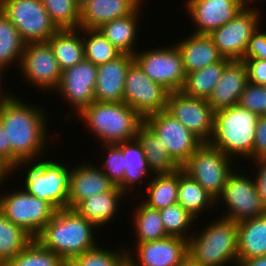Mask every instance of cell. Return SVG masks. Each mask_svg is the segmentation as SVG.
I'll return each instance as SVG.
<instances>
[{
    "instance_id": "cell-1",
    "label": "cell",
    "mask_w": 266,
    "mask_h": 266,
    "mask_svg": "<svg viewBox=\"0 0 266 266\" xmlns=\"http://www.w3.org/2000/svg\"><path fill=\"white\" fill-rule=\"evenodd\" d=\"M32 105L12 94L0 108V120L11 144V169L20 160L48 154L47 112Z\"/></svg>"
},
{
    "instance_id": "cell-2",
    "label": "cell",
    "mask_w": 266,
    "mask_h": 266,
    "mask_svg": "<svg viewBox=\"0 0 266 266\" xmlns=\"http://www.w3.org/2000/svg\"><path fill=\"white\" fill-rule=\"evenodd\" d=\"M96 229L75 209H58L35 239L66 262L98 245Z\"/></svg>"
},
{
    "instance_id": "cell-3",
    "label": "cell",
    "mask_w": 266,
    "mask_h": 266,
    "mask_svg": "<svg viewBox=\"0 0 266 266\" xmlns=\"http://www.w3.org/2000/svg\"><path fill=\"white\" fill-rule=\"evenodd\" d=\"M102 144L117 145L136 139L142 118L124 102H92L77 114Z\"/></svg>"
},
{
    "instance_id": "cell-4",
    "label": "cell",
    "mask_w": 266,
    "mask_h": 266,
    "mask_svg": "<svg viewBox=\"0 0 266 266\" xmlns=\"http://www.w3.org/2000/svg\"><path fill=\"white\" fill-rule=\"evenodd\" d=\"M258 115L239 105L215 111L213 134L208 142L234 161H253Z\"/></svg>"
},
{
    "instance_id": "cell-5",
    "label": "cell",
    "mask_w": 266,
    "mask_h": 266,
    "mask_svg": "<svg viewBox=\"0 0 266 266\" xmlns=\"http://www.w3.org/2000/svg\"><path fill=\"white\" fill-rule=\"evenodd\" d=\"M43 158L44 161L42 157L18 161L11 169V175L16 169H24L22 185L28 194L50 202L57 209L68 208L72 168L62 164L61 160L58 162L56 157L52 158L53 160Z\"/></svg>"
},
{
    "instance_id": "cell-6",
    "label": "cell",
    "mask_w": 266,
    "mask_h": 266,
    "mask_svg": "<svg viewBox=\"0 0 266 266\" xmlns=\"http://www.w3.org/2000/svg\"><path fill=\"white\" fill-rule=\"evenodd\" d=\"M202 229L188 239V256L203 266H237V222L221 217Z\"/></svg>"
},
{
    "instance_id": "cell-7",
    "label": "cell",
    "mask_w": 266,
    "mask_h": 266,
    "mask_svg": "<svg viewBox=\"0 0 266 266\" xmlns=\"http://www.w3.org/2000/svg\"><path fill=\"white\" fill-rule=\"evenodd\" d=\"M233 163L221 150L203 143L181 168L216 200L236 167Z\"/></svg>"
},
{
    "instance_id": "cell-8",
    "label": "cell",
    "mask_w": 266,
    "mask_h": 266,
    "mask_svg": "<svg viewBox=\"0 0 266 266\" xmlns=\"http://www.w3.org/2000/svg\"><path fill=\"white\" fill-rule=\"evenodd\" d=\"M2 194V195H1ZM0 194V211L34 239L58 210L48 201L28 194L23 188Z\"/></svg>"
},
{
    "instance_id": "cell-9",
    "label": "cell",
    "mask_w": 266,
    "mask_h": 266,
    "mask_svg": "<svg viewBox=\"0 0 266 266\" xmlns=\"http://www.w3.org/2000/svg\"><path fill=\"white\" fill-rule=\"evenodd\" d=\"M237 170V171H236ZM237 167L229 175L223 192L216 199V205H225V214L222 218L239 222L248 218H254L266 214V206L263 204L254 181V176ZM239 171V172H238ZM242 172V174H241ZM227 210V211H226Z\"/></svg>"
},
{
    "instance_id": "cell-10",
    "label": "cell",
    "mask_w": 266,
    "mask_h": 266,
    "mask_svg": "<svg viewBox=\"0 0 266 266\" xmlns=\"http://www.w3.org/2000/svg\"><path fill=\"white\" fill-rule=\"evenodd\" d=\"M0 9L25 43L48 41L59 30L41 0H0Z\"/></svg>"
},
{
    "instance_id": "cell-11",
    "label": "cell",
    "mask_w": 266,
    "mask_h": 266,
    "mask_svg": "<svg viewBox=\"0 0 266 266\" xmlns=\"http://www.w3.org/2000/svg\"><path fill=\"white\" fill-rule=\"evenodd\" d=\"M138 51L133 55L134 61L152 81L161 84L169 92L182 90L186 74L175 42L173 45Z\"/></svg>"
},
{
    "instance_id": "cell-12",
    "label": "cell",
    "mask_w": 266,
    "mask_h": 266,
    "mask_svg": "<svg viewBox=\"0 0 266 266\" xmlns=\"http://www.w3.org/2000/svg\"><path fill=\"white\" fill-rule=\"evenodd\" d=\"M18 70L27 84L49 93H55L62 74L48 41L26 43Z\"/></svg>"
},
{
    "instance_id": "cell-13",
    "label": "cell",
    "mask_w": 266,
    "mask_h": 266,
    "mask_svg": "<svg viewBox=\"0 0 266 266\" xmlns=\"http://www.w3.org/2000/svg\"><path fill=\"white\" fill-rule=\"evenodd\" d=\"M246 5L230 22L213 30L209 36L219 53L230 60H241L251 35L262 23L258 6Z\"/></svg>"
},
{
    "instance_id": "cell-14",
    "label": "cell",
    "mask_w": 266,
    "mask_h": 266,
    "mask_svg": "<svg viewBox=\"0 0 266 266\" xmlns=\"http://www.w3.org/2000/svg\"><path fill=\"white\" fill-rule=\"evenodd\" d=\"M144 123L160 138L180 167L203 144L166 109L145 117Z\"/></svg>"
},
{
    "instance_id": "cell-15",
    "label": "cell",
    "mask_w": 266,
    "mask_h": 266,
    "mask_svg": "<svg viewBox=\"0 0 266 266\" xmlns=\"http://www.w3.org/2000/svg\"><path fill=\"white\" fill-rule=\"evenodd\" d=\"M169 91L152 81L134 61L128 68L124 83L123 102L142 118L165 110Z\"/></svg>"
},
{
    "instance_id": "cell-16",
    "label": "cell",
    "mask_w": 266,
    "mask_h": 266,
    "mask_svg": "<svg viewBox=\"0 0 266 266\" xmlns=\"http://www.w3.org/2000/svg\"><path fill=\"white\" fill-rule=\"evenodd\" d=\"M96 79L97 66L85 59L62 71L61 80L55 92L60 94V98L62 97L73 109V113L67 112L64 115V121H70V118L95 101Z\"/></svg>"
},
{
    "instance_id": "cell-17",
    "label": "cell",
    "mask_w": 266,
    "mask_h": 266,
    "mask_svg": "<svg viewBox=\"0 0 266 266\" xmlns=\"http://www.w3.org/2000/svg\"><path fill=\"white\" fill-rule=\"evenodd\" d=\"M166 110L203 143L210 141L215 111L207 100L187 96L182 91L169 92Z\"/></svg>"
},
{
    "instance_id": "cell-18",
    "label": "cell",
    "mask_w": 266,
    "mask_h": 266,
    "mask_svg": "<svg viewBox=\"0 0 266 266\" xmlns=\"http://www.w3.org/2000/svg\"><path fill=\"white\" fill-rule=\"evenodd\" d=\"M133 248H126L129 266H180L188 256V240L175 236L134 244Z\"/></svg>"
},
{
    "instance_id": "cell-19",
    "label": "cell",
    "mask_w": 266,
    "mask_h": 266,
    "mask_svg": "<svg viewBox=\"0 0 266 266\" xmlns=\"http://www.w3.org/2000/svg\"><path fill=\"white\" fill-rule=\"evenodd\" d=\"M183 6L196 28L195 34L209 35L230 22L246 6L242 0H186Z\"/></svg>"
},
{
    "instance_id": "cell-20",
    "label": "cell",
    "mask_w": 266,
    "mask_h": 266,
    "mask_svg": "<svg viewBox=\"0 0 266 266\" xmlns=\"http://www.w3.org/2000/svg\"><path fill=\"white\" fill-rule=\"evenodd\" d=\"M97 166L92 161L72 166L68 208L75 209L83 200L108 192L115 186Z\"/></svg>"
},
{
    "instance_id": "cell-21",
    "label": "cell",
    "mask_w": 266,
    "mask_h": 266,
    "mask_svg": "<svg viewBox=\"0 0 266 266\" xmlns=\"http://www.w3.org/2000/svg\"><path fill=\"white\" fill-rule=\"evenodd\" d=\"M134 56L121 53L110 62L97 66L95 101L123 102L124 83Z\"/></svg>"
},
{
    "instance_id": "cell-22",
    "label": "cell",
    "mask_w": 266,
    "mask_h": 266,
    "mask_svg": "<svg viewBox=\"0 0 266 266\" xmlns=\"http://www.w3.org/2000/svg\"><path fill=\"white\" fill-rule=\"evenodd\" d=\"M248 83V73L242 60H230L207 102L214 111L238 105Z\"/></svg>"
},
{
    "instance_id": "cell-23",
    "label": "cell",
    "mask_w": 266,
    "mask_h": 266,
    "mask_svg": "<svg viewBox=\"0 0 266 266\" xmlns=\"http://www.w3.org/2000/svg\"><path fill=\"white\" fill-rule=\"evenodd\" d=\"M145 0H91L80 9L79 28L98 29L102 24L132 14Z\"/></svg>"
},
{
    "instance_id": "cell-24",
    "label": "cell",
    "mask_w": 266,
    "mask_h": 266,
    "mask_svg": "<svg viewBox=\"0 0 266 266\" xmlns=\"http://www.w3.org/2000/svg\"><path fill=\"white\" fill-rule=\"evenodd\" d=\"M186 37L175 44L181 53L185 74L220 62L224 58L209 35L191 33Z\"/></svg>"
},
{
    "instance_id": "cell-25",
    "label": "cell",
    "mask_w": 266,
    "mask_h": 266,
    "mask_svg": "<svg viewBox=\"0 0 266 266\" xmlns=\"http://www.w3.org/2000/svg\"><path fill=\"white\" fill-rule=\"evenodd\" d=\"M125 196L127 195L119 187L114 186L108 192L94 194L83 200L75 210L99 230L103 225H110L116 215L118 216L120 204L126 199Z\"/></svg>"
},
{
    "instance_id": "cell-26",
    "label": "cell",
    "mask_w": 266,
    "mask_h": 266,
    "mask_svg": "<svg viewBox=\"0 0 266 266\" xmlns=\"http://www.w3.org/2000/svg\"><path fill=\"white\" fill-rule=\"evenodd\" d=\"M140 5L132 14L102 24L98 29L121 53L134 55L140 33ZM139 20V21H138ZM139 31V32H138Z\"/></svg>"
},
{
    "instance_id": "cell-27",
    "label": "cell",
    "mask_w": 266,
    "mask_h": 266,
    "mask_svg": "<svg viewBox=\"0 0 266 266\" xmlns=\"http://www.w3.org/2000/svg\"><path fill=\"white\" fill-rule=\"evenodd\" d=\"M238 260L266 256V214L237 222Z\"/></svg>"
},
{
    "instance_id": "cell-28",
    "label": "cell",
    "mask_w": 266,
    "mask_h": 266,
    "mask_svg": "<svg viewBox=\"0 0 266 266\" xmlns=\"http://www.w3.org/2000/svg\"><path fill=\"white\" fill-rule=\"evenodd\" d=\"M118 148L123 153L126 167L123 177V192L129 196L131 190L134 192L136 184L139 187L138 189H140L142 187L140 185L145 184V182L147 184L149 182L148 180H150L149 177L153 175L148 167L142 145L137 139L120 143L118 144Z\"/></svg>"
},
{
    "instance_id": "cell-29",
    "label": "cell",
    "mask_w": 266,
    "mask_h": 266,
    "mask_svg": "<svg viewBox=\"0 0 266 266\" xmlns=\"http://www.w3.org/2000/svg\"><path fill=\"white\" fill-rule=\"evenodd\" d=\"M153 175L170 174L181 167L169 155L160 138L143 122L136 134Z\"/></svg>"
},
{
    "instance_id": "cell-30",
    "label": "cell",
    "mask_w": 266,
    "mask_h": 266,
    "mask_svg": "<svg viewBox=\"0 0 266 266\" xmlns=\"http://www.w3.org/2000/svg\"><path fill=\"white\" fill-rule=\"evenodd\" d=\"M48 42L61 71L85 59L81 28L59 29L49 38Z\"/></svg>"
},
{
    "instance_id": "cell-31",
    "label": "cell",
    "mask_w": 266,
    "mask_h": 266,
    "mask_svg": "<svg viewBox=\"0 0 266 266\" xmlns=\"http://www.w3.org/2000/svg\"><path fill=\"white\" fill-rule=\"evenodd\" d=\"M177 203L185 208L196 219L210 208H216V200L196 180L178 170ZM210 207V208H209ZM206 210V211H205Z\"/></svg>"
},
{
    "instance_id": "cell-32",
    "label": "cell",
    "mask_w": 266,
    "mask_h": 266,
    "mask_svg": "<svg viewBox=\"0 0 266 266\" xmlns=\"http://www.w3.org/2000/svg\"><path fill=\"white\" fill-rule=\"evenodd\" d=\"M153 177V178H152ZM151 181L145 185L144 192H139L142 201L153 209H162L171 204L177 203L178 199V170L170 174L153 175ZM144 198V200H143ZM142 199V200H141Z\"/></svg>"
},
{
    "instance_id": "cell-33",
    "label": "cell",
    "mask_w": 266,
    "mask_h": 266,
    "mask_svg": "<svg viewBox=\"0 0 266 266\" xmlns=\"http://www.w3.org/2000/svg\"><path fill=\"white\" fill-rule=\"evenodd\" d=\"M229 61L223 58L220 62L187 73L181 91L187 96L208 100Z\"/></svg>"
},
{
    "instance_id": "cell-34",
    "label": "cell",
    "mask_w": 266,
    "mask_h": 266,
    "mask_svg": "<svg viewBox=\"0 0 266 266\" xmlns=\"http://www.w3.org/2000/svg\"><path fill=\"white\" fill-rule=\"evenodd\" d=\"M133 208L132 222L136 236L134 243L161 240L168 237L158 209L148 207L142 201Z\"/></svg>"
},
{
    "instance_id": "cell-35",
    "label": "cell",
    "mask_w": 266,
    "mask_h": 266,
    "mask_svg": "<svg viewBox=\"0 0 266 266\" xmlns=\"http://www.w3.org/2000/svg\"><path fill=\"white\" fill-rule=\"evenodd\" d=\"M25 42L17 28L0 9V70H9L10 65H20Z\"/></svg>"
},
{
    "instance_id": "cell-36",
    "label": "cell",
    "mask_w": 266,
    "mask_h": 266,
    "mask_svg": "<svg viewBox=\"0 0 266 266\" xmlns=\"http://www.w3.org/2000/svg\"><path fill=\"white\" fill-rule=\"evenodd\" d=\"M34 238L0 211V265L5 266Z\"/></svg>"
},
{
    "instance_id": "cell-37",
    "label": "cell",
    "mask_w": 266,
    "mask_h": 266,
    "mask_svg": "<svg viewBox=\"0 0 266 266\" xmlns=\"http://www.w3.org/2000/svg\"><path fill=\"white\" fill-rule=\"evenodd\" d=\"M85 60L95 66L110 62L121 52L114 47L99 29L81 28Z\"/></svg>"
},
{
    "instance_id": "cell-38",
    "label": "cell",
    "mask_w": 266,
    "mask_h": 266,
    "mask_svg": "<svg viewBox=\"0 0 266 266\" xmlns=\"http://www.w3.org/2000/svg\"><path fill=\"white\" fill-rule=\"evenodd\" d=\"M98 245L81 255L66 261V266H129L128 265V252L126 247L116 249L102 248ZM100 246V247H99Z\"/></svg>"
},
{
    "instance_id": "cell-39",
    "label": "cell",
    "mask_w": 266,
    "mask_h": 266,
    "mask_svg": "<svg viewBox=\"0 0 266 266\" xmlns=\"http://www.w3.org/2000/svg\"><path fill=\"white\" fill-rule=\"evenodd\" d=\"M159 212L168 236L180 237L185 240H188L192 236V229L195 227L193 225L195 224L194 222L197 223V219L181 205L174 203L160 209Z\"/></svg>"
},
{
    "instance_id": "cell-40",
    "label": "cell",
    "mask_w": 266,
    "mask_h": 266,
    "mask_svg": "<svg viewBox=\"0 0 266 266\" xmlns=\"http://www.w3.org/2000/svg\"><path fill=\"white\" fill-rule=\"evenodd\" d=\"M5 266H66V262L58 254L44 248L33 239Z\"/></svg>"
},
{
    "instance_id": "cell-41",
    "label": "cell",
    "mask_w": 266,
    "mask_h": 266,
    "mask_svg": "<svg viewBox=\"0 0 266 266\" xmlns=\"http://www.w3.org/2000/svg\"><path fill=\"white\" fill-rule=\"evenodd\" d=\"M51 20L58 29H77L80 8L76 0H41Z\"/></svg>"
},
{
    "instance_id": "cell-42",
    "label": "cell",
    "mask_w": 266,
    "mask_h": 266,
    "mask_svg": "<svg viewBox=\"0 0 266 266\" xmlns=\"http://www.w3.org/2000/svg\"><path fill=\"white\" fill-rule=\"evenodd\" d=\"M102 146L103 150L106 149L107 152L103 155L105 159H102V163H100L102 166L99 165L98 168L115 186L123 191V177L126 170L123 153L118 148V144H103Z\"/></svg>"
},
{
    "instance_id": "cell-43",
    "label": "cell",
    "mask_w": 266,
    "mask_h": 266,
    "mask_svg": "<svg viewBox=\"0 0 266 266\" xmlns=\"http://www.w3.org/2000/svg\"><path fill=\"white\" fill-rule=\"evenodd\" d=\"M238 105L258 116L266 115V86L247 83Z\"/></svg>"
},
{
    "instance_id": "cell-44",
    "label": "cell",
    "mask_w": 266,
    "mask_h": 266,
    "mask_svg": "<svg viewBox=\"0 0 266 266\" xmlns=\"http://www.w3.org/2000/svg\"><path fill=\"white\" fill-rule=\"evenodd\" d=\"M260 27L251 35L242 59L266 60V31Z\"/></svg>"
},
{
    "instance_id": "cell-45",
    "label": "cell",
    "mask_w": 266,
    "mask_h": 266,
    "mask_svg": "<svg viewBox=\"0 0 266 266\" xmlns=\"http://www.w3.org/2000/svg\"><path fill=\"white\" fill-rule=\"evenodd\" d=\"M247 68L248 82L266 86V60L241 59Z\"/></svg>"
},
{
    "instance_id": "cell-46",
    "label": "cell",
    "mask_w": 266,
    "mask_h": 266,
    "mask_svg": "<svg viewBox=\"0 0 266 266\" xmlns=\"http://www.w3.org/2000/svg\"><path fill=\"white\" fill-rule=\"evenodd\" d=\"M266 157V115L259 116L253 146V161Z\"/></svg>"
},
{
    "instance_id": "cell-47",
    "label": "cell",
    "mask_w": 266,
    "mask_h": 266,
    "mask_svg": "<svg viewBox=\"0 0 266 266\" xmlns=\"http://www.w3.org/2000/svg\"><path fill=\"white\" fill-rule=\"evenodd\" d=\"M252 162V164L255 163L253 166L257 170L256 173H253V175L256 174L254 175L255 185L263 204L266 206V157Z\"/></svg>"
},
{
    "instance_id": "cell-48",
    "label": "cell",
    "mask_w": 266,
    "mask_h": 266,
    "mask_svg": "<svg viewBox=\"0 0 266 266\" xmlns=\"http://www.w3.org/2000/svg\"><path fill=\"white\" fill-rule=\"evenodd\" d=\"M0 160L11 169V144L0 120Z\"/></svg>"
},
{
    "instance_id": "cell-49",
    "label": "cell",
    "mask_w": 266,
    "mask_h": 266,
    "mask_svg": "<svg viewBox=\"0 0 266 266\" xmlns=\"http://www.w3.org/2000/svg\"><path fill=\"white\" fill-rule=\"evenodd\" d=\"M237 266H266V256L238 260Z\"/></svg>"
},
{
    "instance_id": "cell-50",
    "label": "cell",
    "mask_w": 266,
    "mask_h": 266,
    "mask_svg": "<svg viewBox=\"0 0 266 266\" xmlns=\"http://www.w3.org/2000/svg\"><path fill=\"white\" fill-rule=\"evenodd\" d=\"M10 175H11V169L0 160V187H2V185L8 181L7 177Z\"/></svg>"
},
{
    "instance_id": "cell-51",
    "label": "cell",
    "mask_w": 266,
    "mask_h": 266,
    "mask_svg": "<svg viewBox=\"0 0 266 266\" xmlns=\"http://www.w3.org/2000/svg\"><path fill=\"white\" fill-rule=\"evenodd\" d=\"M4 74H6V73L4 71L0 70V108L2 107L4 102L12 95L7 90H6V93H5V90L3 91V89L6 88V87H2V82L4 81L3 76H6Z\"/></svg>"
},
{
    "instance_id": "cell-52",
    "label": "cell",
    "mask_w": 266,
    "mask_h": 266,
    "mask_svg": "<svg viewBox=\"0 0 266 266\" xmlns=\"http://www.w3.org/2000/svg\"><path fill=\"white\" fill-rule=\"evenodd\" d=\"M180 266H203L200 263L194 261L190 256H187Z\"/></svg>"
},
{
    "instance_id": "cell-53",
    "label": "cell",
    "mask_w": 266,
    "mask_h": 266,
    "mask_svg": "<svg viewBox=\"0 0 266 266\" xmlns=\"http://www.w3.org/2000/svg\"><path fill=\"white\" fill-rule=\"evenodd\" d=\"M91 0H76V3L78 5V7L81 9L84 5H86L87 3H89Z\"/></svg>"
},
{
    "instance_id": "cell-54",
    "label": "cell",
    "mask_w": 266,
    "mask_h": 266,
    "mask_svg": "<svg viewBox=\"0 0 266 266\" xmlns=\"http://www.w3.org/2000/svg\"><path fill=\"white\" fill-rule=\"evenodd\" d=\"M246 5H252V3H253V5H255V1H257L258 3H260L259 1L260 0H242ZM262 2L264 1V0H261ZM251 2V3H250Z\"/></svg>"
}]
</instances>
